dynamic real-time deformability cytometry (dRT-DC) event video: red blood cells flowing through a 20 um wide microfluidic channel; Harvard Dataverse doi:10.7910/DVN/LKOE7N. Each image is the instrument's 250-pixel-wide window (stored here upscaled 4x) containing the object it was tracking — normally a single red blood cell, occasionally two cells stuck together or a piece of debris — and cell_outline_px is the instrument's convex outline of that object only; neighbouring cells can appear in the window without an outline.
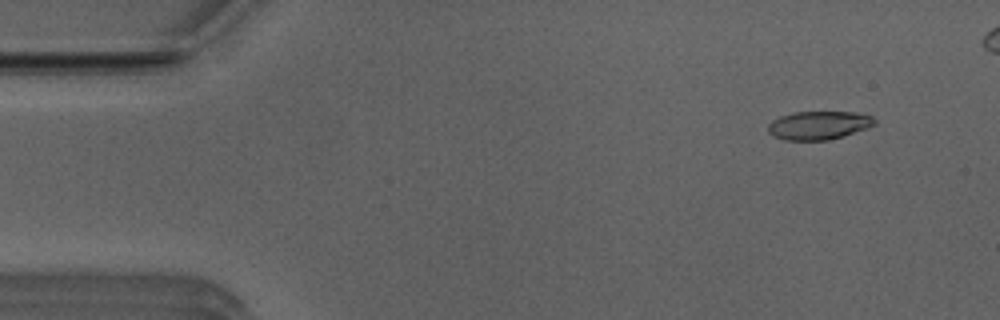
{"species": "Egyptian fruit bat (a non-hibernating species)", "species_latin": "Rousettus aegyptiacus", "temperature_condition": "room temperature", "stored_images_in_passage": 48, "camera_frame_rate_fps": 3000, "um_per_image_px": 0.085, "animal": {"sex": "male"}, "frame": {"image": 1, "passage_image": 5, "time_ms": 1.333, "image_size_px": [1000, 320], "cell_outline_px": [[876, 124], [868, 128], [844, 136], [828, 140], [784, 140], [772, 136], [768, 132], [768, 124], [772, 120], [780, 116], [792, 112], [856, 112], [872, 116], [876, 120]], "centroid_in_image_um": [69.59, 10.65], "position_along_channel_um": 15.4, "area_um2": 17.86}}
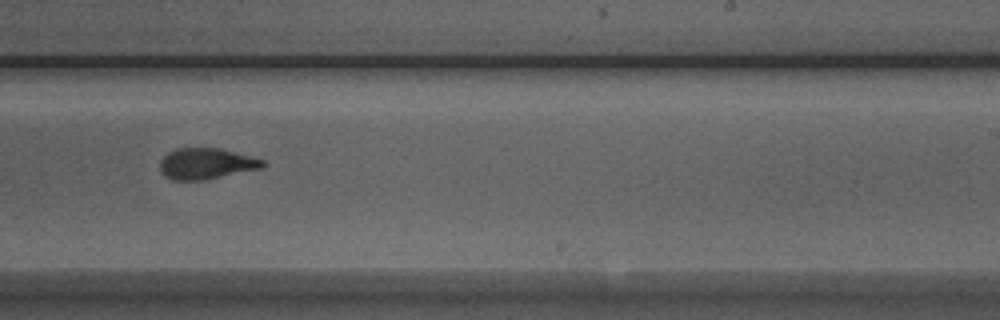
{"frame": {"image": 2, "passage_image": 32, "time_ms": 10.333, "image_size_px": [1000, 320], "cell_outline_px": [[268, 164], [260, 168], [204, 180], [172, 180], [164, 176], [160, 172], [160, 160], [168, 152], [176, 148], [220, 148], [264, 160]], "centroid_in_image_um": [17.49, 13.91], "position_along_channel_um": 271.5, "area_um2": 18.55}}
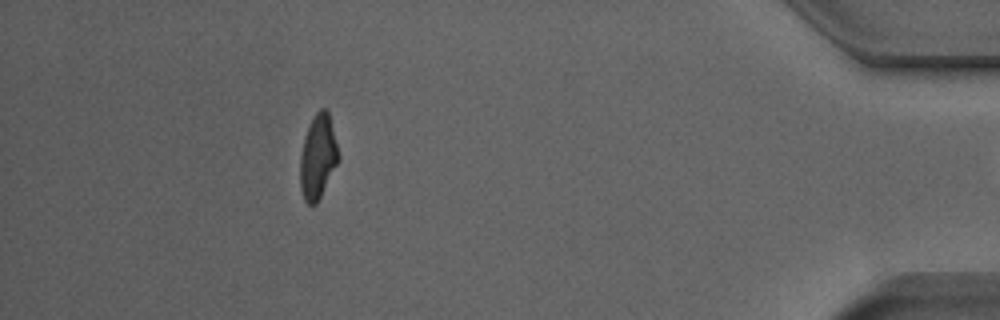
{"frame": {"image": 3, "passage_image": 47, "time_ms": 15.333, "image_size_px": [1000, 320], "cell_outline_px": [[340, 160], [316, 204], [308, 204], [304, 200], [300, 188], [300, 156], [304, 136], [308, 124], [316, 112], [320, 108], [324, 108], [328, 112], [340, 156]], "centroid_in_image_um": [27.01, 13.32], "position_along_channel_um": 408.2, "area_um2": 18.9}}